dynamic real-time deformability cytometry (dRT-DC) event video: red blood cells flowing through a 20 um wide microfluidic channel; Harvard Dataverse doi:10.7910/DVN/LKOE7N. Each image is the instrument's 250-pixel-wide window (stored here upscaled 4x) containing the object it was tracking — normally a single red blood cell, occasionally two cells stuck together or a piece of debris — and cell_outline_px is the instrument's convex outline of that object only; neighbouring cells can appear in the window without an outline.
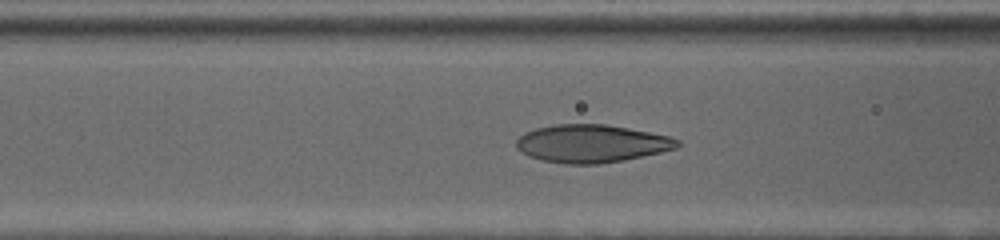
{"species": "human", "species_latin": "Homo sapiens", "temperature_condition": "cold", "stored_images_in_passage": 64, "camera_frame_rate_fps": 3000, "um_per_image_px": 0.085, "donor": {"sex": "female"}, "frame": {"image": 1, "passage_image": 26, "time_ms": 8.333, "image_size_px": [1000, 240], "cell_outline_px": [[680, 144], [676, 148], [660, 152], [624, 160], [600, 164], [564, 164], [544, 160], [528, 156], [516, 148], [516, 140], [524, 132], [536, 128], [556, 124], [608, 124], [668, 136], [680, 140]], "centroid_in_image_um": [50.26, 12.2], "position_along_channel_um": 116.3, "area_um2": 35.49}}
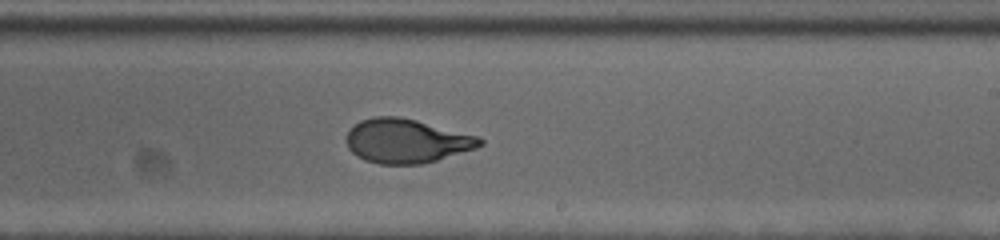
{"frame": {"image": 2, "passage_image": 40, "time_ms": 13.0, "image_size_px": [1000, 240], "cell_outline_px": [[484, 144], [476, 148], [436, 160], [420, 164], [380, 164], [364, 160], [356, 156], [348, 148], [348, 128], [352, 124], [360, 120], [372, 116], [396, 116], [416, 120], [480, 136], [484, 140]], "centroid_in_image_um": [34.55, 11.97], "position_along_channel_um": 254.5, "area_um2": 34.45}}
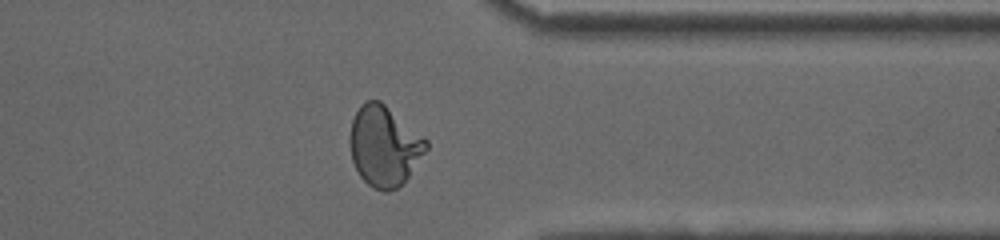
{"frame": {"image": 3, "passage_image": 53, "time_ms": 17.333, "image_size_px": [1000, 240], "cell_outline_px": [[428, 148], [408, 176], [396, 188], [388, 192], [384, 192], [372, 188], [360, 176], [352, 160], [348, 140], [352, 120], [360, 104], [368, 100], [380, 100], [424, 136], [428, 140]], "centroid_in_image_um": [32.64, 12.4], "position_along_channel_um": 378.8, "area_um2": 35.72}}